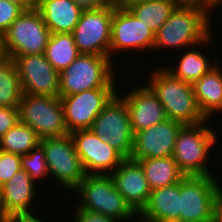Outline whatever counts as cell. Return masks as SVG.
<instances>
[{
    "instance_id": "cell-10",
    "label": "cell",
    "mask_w": 222,
    "mask_h": 222,
    "mask_svg": "<svg viewBox=\"0 0 222 222\" xmlns=\"http://www.w3.org/2000/svg\"><path fill=\"white\" fill-rule=\"evenodd\" d=\"M51 32L37 9L23 11L4 33L7 57L44 54Z\"/></svg>"
},
{
    "instance_id": "cell-32",
    "label": "cell",
    "mask_w": 222,
    "mask_h": 222,
    "mask_svg": "<svg viewBox=\"0 0 222 222\" xmlns=\"http://www.w3.org/2000/svg\"><path fill=\"white\" fill-rule=\"evenodd\" d=\"M19 121L18 107H0V138Z\"/></svg>"
},
{
    "instance_id": "cell-28",
    "label": "cell",
    "mask_w": 222,
    "mask_h": 222,
    "mask_svg": "<svg viewBox=\"0 0 222 222\" xmlns=\"http://www.w3.org/2000/svg\"><path fill=\"white\" fill-rule=\"evenodd\" d=\"M39 144L37 133L20 121L0 138V150L19 155L28 154Z\"/></svg>"
},
{
    "instance_id": "cell-19",
    "label": "cell",
    "mask_w": 222,
    "mask_h": 222,
    "mask_svg": "<svg viewBox=\"0 0 222 222\" xmlns=\"http://www.w3.org/2000/svg\"><path fill=\"white\" fill-rule=\"evenodd\" d=\"M117 191L135 212H141L150 197V188L142 166L125 159L111 174Z\"/></svg>"
},
{
    "instance_id": "cell-24",
    "label": "cell",
    "mask_w": 222,
    "mask_h": 222,
    "mask_svg": "<svg viewBox=\"0 0 222 222\" xmlns=\"http://www.w3.org/2000/svg\"><path fill=\"white\" fill-rule=\"evenodd\" d=\"M137 162L143 168L150 190L173 185L185 177L173 157H156Z\"/></svg>"
},
{
    "instance_id": "cell-21",
    "label": "cell",
    "mask_w": 222,
    "mask_h": 222,
    "mask_svg": "<svg viewBox=\"0 0 222 222\" xmlns=\"http://www.w3.org/2000/svg\"><path fill=\"white\" fill-rule=\"evenodd\" d=\"M36 9L51 34L72 33L83 12L72 0H38Z\"/></svg>"
},
{
    "instance_id": "cell-38",
    "label": "cell",
    "mask_w": 222,
    "mask_h": 222,
    "mask_svg": "<svg viewBox=\"0 0 222 222\" xmlns=\"http://www.w3.org/2000/svg\"><path fill=\"white\" fill-rule=\"evenodd\" d=\"M41 216L42 215H40V217H38V215H36V216H29V217H21V218H17L15 220H12L11 222H45V220Z\"/></svg>"
},
{
    "instance_id": "cell-45",
    "label": "cell",
    "mask_w": 222,
    "mask_h": 222,
    "mask_svg": "<svg viewBox=\"0 0 222 222\" xmlns=\"http://www.w3.org/2000/svg\"><path fill=\"white\" fill-rule=\"evenodd\" d=\"M214 222H222L217 216L215 218V221Z\"/></svg>"
},
{
    "instance_id": "cell-4",
    "label": "cell",
    "mask_w": 222,
    "mask_h": 222,
    "mask_svg": "<svg viewBox=\"0 0 222 222\" xmlns=\"http://www.w3.org/2000/svg\"><path fill=\"white\" fill-rule=\"evenodd\" d=\"M72 193L78 200L75 209L99 213L119 222L135 221L136 212L117 191L110 174H87Z\"/></svg>"
},
{
    "instance_id": "cell-41",
    "label": "cell",
    "mask_w": 222,
    "mask_h": 222,
    "mask_svg": "<svg viewBox=\"0 0 222 222\" xmlns=\"http://www.w3.org/2000/svg\"><path fill=\"white\" fill-rule=\"evenodd\" d=\"M7 57L4 47V34L0 32V61Z\"/></svg>"
},
{
    "instance_id": "cell-2",
    "label": "cell",
    "mask_w": 222,
    "mask_h": 222,
    "mask_svg": "<svg viewBox=\"0 0 222 222\" xmlns=\"http://www.w3.org/2000/svg\"><path fill=\"white\" fill-rule=\"evenodd\" d=\"M148 77L146 85L160 100L168 119L183 125H196L207 120L198 108L191 83L174 77L163 65L152 68Z\"/></svg>"
},
{
    "instance_id": "cell-34",
    "label": "cell",
    "mask_w": 222,
    "mask_h": 222,
    "mask_svg": "<svg viewBox=\"0 0 222 222\" xmlns=\"http://www.w3.org/2000/svg\"><path fill=\"white\" fill-rule=\"evenodd\" d=\"M82 10H96L113 4L111 0H72Z\"/></svg>"
},
{
    "instance_id": "cell-39",
    "label": "cell",
    "mask_w": 222,
    "mask_h": 222,
    "mask_svg": "<svg viewBox=\"0 0 222 222\" xmlns=\"http://www.w3.org/2000/svg\"><path fill=\"white\" fill-rule=\"evenodd\" d=\"M200 4H206L212 10H216L218 7L222 5V0H200Z\"/></svg>"
},
{
    "instance_id": "cell-37",
    "label": "cell",
    "mask_w": 222,
    "mask_h": 222,
    "mask_svg": "<svg viewBox=\"0 0 222 222\" xmlns=\"http://www.w3.org/2000/svg\"><path fill=\"white\" fill-rule=\"evenodd\" d=\"M216 216L222 221V186H220L218 193H217Z\"/></svg>"
},
{
    "instance_id": "cell-44",
    "label": "cell",
    "mask_w": 222,
    "mask_h": 222,
    "mask_svg": "<svg viewBox=\"0 0 222 222\" xmlns=\"http://www.w3.org/2000/svg\"><path fill=\"white\" fill-rule=\"evenodd\" d=\"M217 115H214V117H218V114L222 116V110H220L219 112L216 113ZM222 126V125H221Z\"/></svg>"
},
{
    "instance_id": "cell-42",
    "label": "cell",
    "mask_w": 222,
    "mask_h": 222,
    "mask_svg": "<svg viewBox=\"0 0 222 222\" xmlns=\"http://www.w3.org/2000/svg\"><path fill=\"white\" fill-rule=\"evenodd\" d=\"M181 3H200V0H179Z\"/></svg>"
},
{
    "instance_id": "cell-30",
    "label": "cell",
    "mask_w": 222,
    "mask_h": 222,
    "mask_svg": "<svg viewBox=\"0 0 222 222\" xmlns=\"http://www.w3.org/2000/svg\"><path fill=\"white\" fill-rule=\"evenodd\" d=\"M21 169V155L0 150V187Z\"/></svg>"
},
{
    "instance_id": "cell-27",
    "label": "cell",
    "mask_w": 222,
    "mask_h": 222,
    "mask_svg": "<svg viewBox=\"0 0 222 222\" xmlns=\"http://www.w3.org/2000/svg\"><path fill=\"white\" fill-rule=\"evenodd\" d=\"M22 94L16 64L5 57L0 61V107H18Z\"/></svg>"
},
{
    "instance_id": "cell-31",
    "label": "cell",
    "mask_w": 222,
    "mask_h": 222,
    "mask_svg": "<svg viewBox=\"0 0 222 222\" xmlns=\"http://www.w3.org/2000/svg\"><path fill=\"white\" fill-rule=\"evenodd\" d=\"M23 11L21 7L8 0H0V32L4 34Z\"/></svg>"
},
{
    "instance_id": "cell-35",
    "label": "cell",
    "mask_w": 222,
    "mask_h": 222,
    "mask_svg": "<svg viewBox=\"0 0 222 222\" xmlns=\"http://www.w3.org/2000/svg\"><path fill=\"white\" fill-rule=\"evenodd\" d=\"M19 7L24 11H30L37 8L38 0H8Z\"/></svg>"
},
{
    "instance_id": "cell-15",
    "label": "cell",
    "mask_w": 222,
    "mask_h": 222,
    "mask_svg": "<svg viewBox=\"0 0 222 222\" xmlns=\"http://www.w3.org/2000/svg\"><path fill=\"white\" fill-rule=\"evenodd\" d=\"M23 93L59 96V72L44 54H26L13 58Z\"/></svg>"
},
{
    "instance_id": "cell-17",
    "label": "cell",
    "mask_w": 222,
    "mask_h": 222,
    "mask_svg": "<svg viewBox=\"0 0 222 222\" xmlns=\"http://www.w3.org/2000/svg\"><path fill=\"white\" fill-rule=\"evenodd\" d=\"M35 185L30 175L21 169L1 186V222L38 214L32 208L36 205L34 198L39 194Z\"/></svg>"
},
{
    "instance_id": "cell-12",
    "label": "cell",
    "mask_w": 222,
    "mask_h": 222,
    "mask_svg": "<svg viewBox=\"0 0 222 222\" xmlns=\"http://www.w3.org/2000/svg\"><path fill=\"white\" fill-rule=\"evenodd\" d=\"M114 3L105 8L83 10L72 35L80 54L109 57Z\"/></svg>"
},
{
    "instance_id": "cell-7",
    "label": "cell",
    "mask_w": 222,
    "mask_h": 222,
    "mask_svg": "<svg viewBox=\"0 0 222 222\" xmlns=\"http://www.w3.org/2000/svg\"><path fill=\"white\" fill-rule=\"evenodd\" d=\"M45 151V160L50 179L54 185L71 192L86 177V172L79 155L76 153L70 133L60 137L40 139ZM53 177V178H52Z\"/></svg>"
},
{
    "instance_id": "cell-13",
    "label": "cell",
    "mask_w": 222,
    "mask_h": 222,
    "mask_svg": "<svg viewBox=\"0 0 222 222\" xmlns=\"http://www.w3.org/2000/svg\"><path fill=\"white\" fill-rule=\"evenodd\" d=\"M118 88H96L60 97L68 133L90 129Z\"/></svg>"
},
{
    "instance_id": "cell-9",
    "label": "cell",
    "mask_w": 222,
    "mask_h": 222,
    "mask_svg": "<svg viewBox=\"0 0 222 222\" xmlns=\"http://www.w3.org/2000/svg\"><path fill=\"white\" fill-rule=\"evenodd\" d=\"M90 130L108 142L125 159H130L134 133L124 98L117 92L95 118Z\"/></svg>"
},
{
    "instance_id": "cell-8",
    "label": "cell",
    "mask_w": 222,
    "mask_h": 222,
    "mask_svg": "<svg viewBox=\"0 0 222 222\" xmlns=\"http://www.w3.org/2000/svg\"><path fill=\"white\" fill-rule=\"evenodd\" d=\"M18 111L19 121L31 127L40 139L68 134L59 96L23 93Z\"/></svg>"
},
{
    "instance_id": "cell-20",
    "label": "cell",
    "mask_w": 222,
    "mask_h": 222,
    "mask_svg": "<svg viewBox=\"0 0 222 222\" xmlns=\"http://www.w3.org/2000/svg\"><path fill=\"white\" fill-rule=\"evenodd\" d=\"M213 37L214 34H211L202 43L183 49L182 51L184 53H182V55L178 54L179 58L178 60H176L178 61L177 63H175L176 65L170 63L168 64V67L164 66V68L169 71L174 77L193 84L196 80H199L205 73H207L217 64V61H214L213 57L208 55L210 54L209 52L206 53V51H202L206 49L205 47L212 45V43L214 42ZM202 47L204 49H202Z\"/></svg>"
},
{
    "instance_id": "cell-22",
    "label": "cell",
    "mask_w": 222,
    "mask_h": 222,
    "mask_svg": "<svg viewBox=\"0 0 222 222\" xmlns=\"http://www.w3.org/2000/svg\"><path fill=\"white\" fill-rule=\"evenodd\" d=\"M218 64L192 84L200 112L211 121L222 110V67Z\"/></svg>"
},
{
    "instance_id": "cell-1",
    "label": "cell",
    "mask_w": 222,
    "mask_h": 222,
    "mask_svg": "<svg viewBox=\"0 0 222 222\" xmlns=\"http://www.w3.org/2000/svg\"><path fill=\"white\" fill-rule=\"evenodd\" d=\"M216 12L206 4L180 3L155 33L153 51L178 49L182 53L183 49L202 43L214 32L211 13Z\"/></svg>"
},
{
    "instance_id": "cell-46",
    "label": "cell",
    "mask_w": 222,
    "mask_h": 222,
    "mask_svg": "<svg viewBox=\"0 0 222 222\" xmlns=\"http://www.w3.org/2000/svg\"><path fill=\"white\" fill-rule=\"evenodd\" d=\"M113 3H117L119 0H111Z\"/></svg>"
},
{
    "instance_id": "cell-6",
    "label": "cell",
    "mask_w": 222,
    "mask_h": 222,
    "mask_svg": "<svg viewBox=\"0 0 222 222\" xmlns=\"http://www.w3.org/2000/svg\"><path fill=\"white\" fill-rule=\"evenodd\" d=\"M220 179L217 174L185 176L180 181V222L215 221Z\"/></svg>"
},
{
    "instance_id": "cell-14",
    "label": "cell",
    "mask_w": 222,
    "mask_h": 222,
    "mask_svg": "<svg viewBox=\"0 0 222 222\" xmlns=\"http://www.w3.org/2000/svg\"><path fill=\"white\" fill-rule=\"evenodd\" d=\"M86 174H111L125 158L90 129L70 133Z\"/></svg>"
},
{
    "instance_id": "cell-16",
    "label": "cell",
    "mask_w": 222,
    "mask_h": 222,
    "mask_svg": "<svg viewBox=\"0 0 222 222\" xmlns=\"http://www.w3.org/2000/svg\"><path fill=\"white\" fill-rule=\"evenodd\" d=\"M183 126L182 123L167 118L134 133L130 159L139 161L156 157H172L176 137Z\"/></svg>"
},
{
    "instance_id": "cell-36",
    "label": "cell",
    "mask_w": 222,
    "mask_h": 222,
    "mask_svg": "<svg viewBox=\"0 0 222 222\" xmlns=\"http://www.w3.org/2000/svg\"><path fill=\"white\" fill-rule=\"evenodd\" d=\"M149 0H119L116 5L128 9L130 6L139 4V3H143Z\"/></svg>"
},
{
    "instance_id": "cell-11",
    "label": "cell",
    "mask_w": 222,
    "mask_h": 222,
    "mask_svg": "<svg viewBox=\"0 0 222 222\" xmlns=\"http://www.w3.org/2000/svg\"><path fill=\"white\" fill-rule=\"evenodd\" d=\"M154 41L155 33L148 26L128 9L114 3L109 49V57L113 62H115L114 57L116 58L118 54L125 55L127 51L129 53L137 52V55L150 54L149 52L154 47Z\"/></svg>"
},
{
    "instance_id": "cell-43",
    "label": "cell",
    "mask_w": 222,
    "mask_h": 222,
    "mask_svg": "<svg viewBox=\"0 0 222 222\" xmlns=\"http://www.w3.org/2000/svg\"><path fill=\"white\" fill-rule=\"evenodd\" d=\"M0 222H1V187H0Z\"/></svg>"
},
{
    "instance_id": "cell-40",
    "label": "cell",
    "mask_w": 222,
    "mask_h": 222,
    "mask_svg": "<svg viewBox=\"0 0 222 222\" xmlns=\"http://www.w3.org/2000/svg\"><path fill=\"white\" fill-rule=\"evenodd\" d=\"M139 219L137 220L136 222H161V221H157V220H154V219H151V218H148L146 216H144L142 213L140 212H136L135 215H134V219ZM141 219V220H140Z\"/></svg>"
},
{
    "instance_id": "cell-33",
    "label": "cell",
    "mask_w": 222,
    "mask_h": 222,
    "mask_svg": "<svg viewBox=\"0 0 222 222\" xmlns=\"http://www.w3.org/2000/svg\"><path fill=\"white\" fill-rule=\"evenodd\" d=\"M73 216L74 222H119L118 220L99 213L75 209Z\"/></svg>"
},
{
    "instance_id": "cell-25",
    "label": "cell",
    "mask_w": 222,
    "mask_h": 222,
    "mask_svg": "<svg viewBox=\"0 0 222 222\" xmlns=\"http://www.w3.org/2000/svg\"><path fill=\"white\" fill-rule=\"evenodd\" d=\"M44 55L53 68L60 73L80 55V52L72 33H53L49 38Z\"/></svg>"
},
{
    "instance_id": "cell-18",
    "label": "cell",
    "mask_w": 222,
    "mask_h": 222,
    "mask_svg": "<svg viewBox=\"0 0 222 222\" xmlns=\"http://www.w3.org/2000/svg\"><path fill=\"white\" fill-rule=\"evenodd\" d=\"M143 84L133 85L131 91L128 90L126 91L127 93L125 92L126 89H120L119 91L118 88V92L124 98L128 108L133 133L167 119L165 109L160 100L145 82Z\"/></svg>"
},
{
    "instance_id": "cell-26",
    "label": "cell",
    "mask_w": 222,
    "mask_h": 222,
    "mask_svg": "<svg viewBox=\"0 0 222 222\" xmlns=\"http://www.w3.org/2000/svg\"><path fill=\"white\" fill-rule=\"evenodd\" d=\"M180 3L179 0H149L128 10L156 33Z\"/></svg>"
},
{
    "instance_id": "cell-23",
    "label": "cell",
    "mask_w": 222,
    "mask_h": 222,
    "mask_svg": "<svg viewBox=\"0 0 222 222\" xmlns=\"http://www.w3.org/2000/svg\"><path fill=\"white\" fill-rule=\"evenodd\" d=\"M140 213L161 222H180V182L151 190Z\"/></svg>"
},
{
    "instance_id": "cell-5",
    "label": "cell",
    "mask_w": 222,
    "mask_h": 222,
    "mask_svg": "<svg viewBox=\"0 0 222 222\" xmlns=\"http://www.w3.org/2000/svg\"><path fill=\"white\" fill-rule=\"evenodd\" d=\"M113 63L108 56L80 54L59 73V97L96 88H118L121 76L115 78L118 72Z\"/></svg>"
},
{
    "instance_id": "cell-29",
    "label": "cell",
    "mask_w": 222,
    "mask_h": 222,
    "mask_svg": "<svg viewBox=\"0 0 222 222\" xmlns=\"http://www.w3.org/2000/svg\"><path fill=\"white\" fill-rule=\"evenodd\" d=\"M21 165L22 169L30 175L35 183L38 181L41 183V180L44 178L49 179L45 151L40 144L33 148L28 154L21 155Z\"/></svg>"
},
{
    "instance_id": "cell-3",
    "label": "cell",
    "mask_w": 222,
    "mask_h": 222,
    "mask_svg": "<svg viewBox=\"0 0 222 222\" xmlns=\"http://www.w3.org/2000/svg\"><path fill=\"white\" fill-rule=\"evenodd\" d=\"M210 122L212 121L207 119L200 124L184 125L176 137L172 157L185 176L217 174L208 163L212 160L209 159L211 152L215 147L218 148L217 142L221 141V137L210 127Z\"/></svg>"
}]
</instances>
